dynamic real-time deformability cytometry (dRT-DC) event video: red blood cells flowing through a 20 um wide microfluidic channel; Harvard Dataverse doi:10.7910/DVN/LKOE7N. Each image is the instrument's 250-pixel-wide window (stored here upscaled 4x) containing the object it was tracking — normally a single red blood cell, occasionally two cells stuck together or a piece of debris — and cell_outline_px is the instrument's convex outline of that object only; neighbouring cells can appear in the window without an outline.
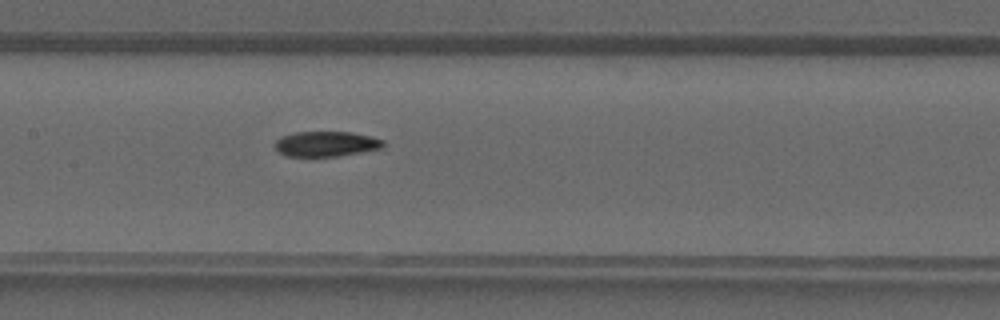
{"species": "common noctule bat (a hibernating species)", "species_latin": "Nyctalus noctula", "temperature_condition": "warm", "stored_images_in_passage": 42, "camera_frame_rate_fps": 3000, "um_per_image_px": 0.085, "animal": {"sex": "male", "forearm_length_mm": 52.5}, "frame": {"image": 1, "passage_image": 21, "time_ms": 6.667, "image_size_px": [1000, 320], "cell_outline_px": [[388, 144], [384, 148], [340, 156], [288, 156], [280, 152], [272, 144], [276, 140], [284, 136], [296, 132], [352, 132], [372, 136], [384, 140]], "centroid_in_image_um": [27.81, 12.23], "position_along_channel_um": 179.6, "area_um2": 16.07}}
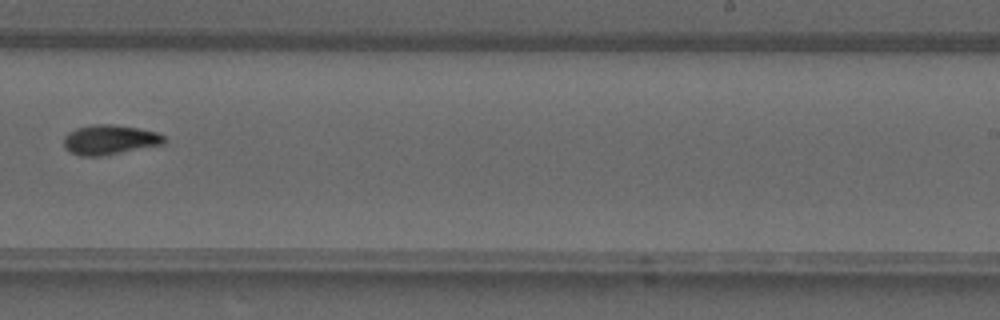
{"frame": {"image": 2, "passage_image": 27, "time_ms": 8.667, "image_size_px": [1000, 320], "cell_outline_px": [[168, 140], [164, 144], [100, 156], [80, 156], [64, 148], [64, 136], [68, 132], [76, 128], [92, 124], [112, 124], [140, 128], [156, 132], [164, 136]], "centroid_in_image_um": [9.33, 11.86], "position_along_channel_um": 279.7, "area_um2": 17.46}}
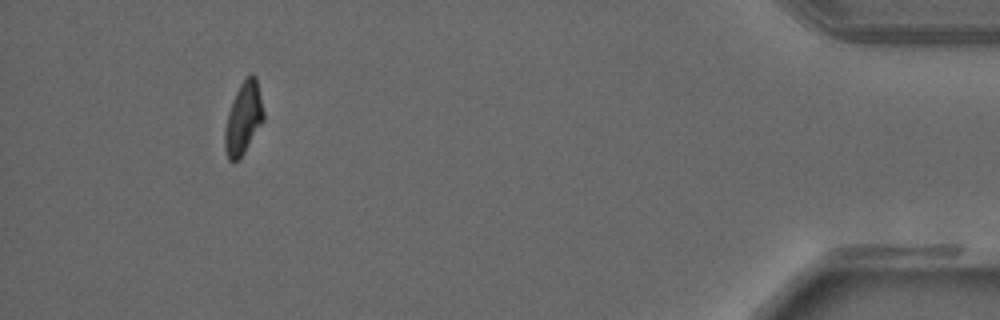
{"frame": {"image": 3, "passage_image": 39, "time_ms": 12.667, "image_size_px": [1000, 320], "cell_outline_px": [[264, 120], [244, 152], [236, 160], [228, 160], [224, 148], [224, 128], [228, 112], [232, 100], [240, 84], [252, 72], [256, 76], [264, 112]], "centroid_in_image_um": [20.68, 10.03], "position_along_channel_um": 414.5, "area_um2": 16.18}}